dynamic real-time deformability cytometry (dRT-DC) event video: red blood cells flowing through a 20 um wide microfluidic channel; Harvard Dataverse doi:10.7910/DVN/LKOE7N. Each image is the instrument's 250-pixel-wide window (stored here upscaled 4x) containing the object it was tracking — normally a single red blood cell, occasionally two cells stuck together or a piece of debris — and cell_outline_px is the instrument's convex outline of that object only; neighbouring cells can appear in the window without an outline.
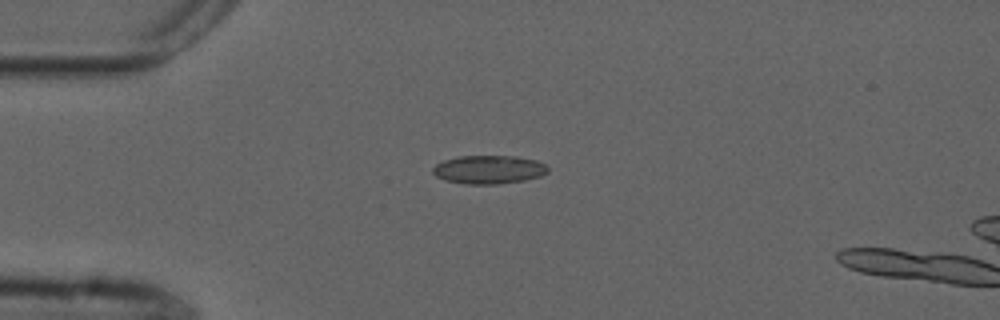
{"species": "common noctule bat (a hibernating species)", "species_latin": "Nyctalus noctula", "temperature_condition": "cold", "stored_images_in_passage": 3, "camera_frame_rate_fps": 3000, "um_per_image_px": 0.085, "animal": {"sex": "male", "forearm_length_mm": 52.5}, "frame": {"image": 1, "passage_image": 1, "time_ms": 0.0, "image_size_px": [1000, 320], "cell_outline_px": [[548, 172], [540, 176], [524, 180], [500, 184], [464, 184], [444, 180], [436, 176], [432, 172], [432, 168], [436, 164], [444, 160], [456, 156], [516, 156], [536, 160], [544, 164], [548, 168]], "centroid_in_image_um": [41.52, 14.41], "position_along_channel_um": 43.5, "area_um2": 19.19}}